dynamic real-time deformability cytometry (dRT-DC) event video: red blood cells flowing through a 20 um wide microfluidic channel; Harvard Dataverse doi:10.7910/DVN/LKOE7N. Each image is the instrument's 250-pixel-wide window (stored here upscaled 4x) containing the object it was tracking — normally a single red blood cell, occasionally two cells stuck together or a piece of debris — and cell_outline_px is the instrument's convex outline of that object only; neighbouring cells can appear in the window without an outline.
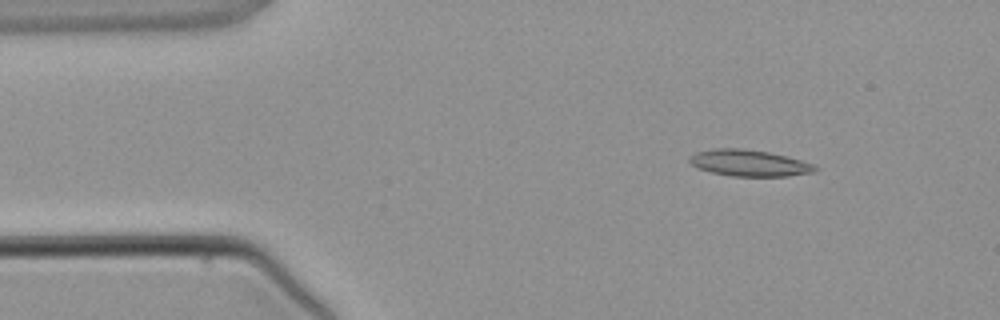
{"species": "common noctule bat (a hibernating species)", "species_latin": "Nyctalus noctula", "temperature_condition": "warm", "stored_images_in_passage": 2, "camera_frame_rate_fps": 3000, "um_per_image_px": 0.085, "animal": {"sex": "male", "body_mass_g": 21.5, "forearm_length_mm": 52.0}, "frame": {"image": 1, "passage_image": 1, "time_ms": 0.0, "image_size_px": [1000, 320], "cell_outline_px": [[820, 168], [816, 172], [788, 176], [732, 176], [712, 172], [696, 168], [688, 160], [696, 152], [716, 148], [740, 148], [768, 152], [800, 160], [812, 164]], "centroid_in_image_um": [63.69, 13.86], "position_along_channel_um": 21.3, "area_um2": 19.19}}